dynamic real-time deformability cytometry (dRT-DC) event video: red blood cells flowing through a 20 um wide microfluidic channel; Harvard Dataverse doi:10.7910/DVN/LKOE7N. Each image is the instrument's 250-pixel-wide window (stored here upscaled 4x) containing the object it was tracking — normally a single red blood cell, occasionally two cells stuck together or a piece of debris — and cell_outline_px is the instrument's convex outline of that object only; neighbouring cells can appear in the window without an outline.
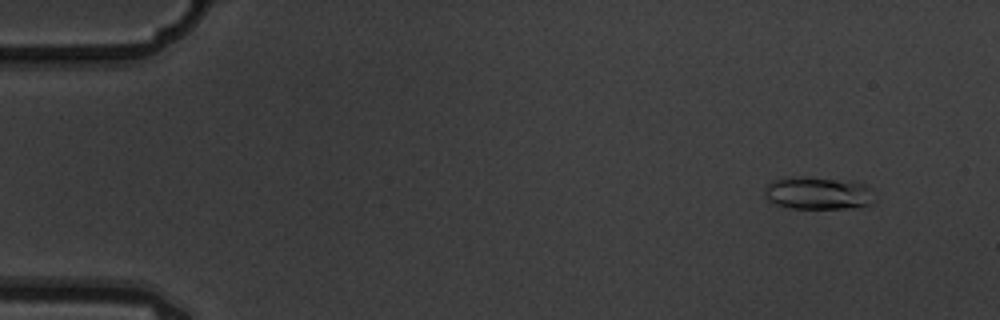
{"species": "common noctule bat (a hibernating species)", "species_latin": "Nyctalus noctula", "temperature_condition": "warm", "stored_images_in_passage": 5, "camera_frame_rate_fps": 3000, "um_per_image_px": 0.085, "animal": {"sex": "male", "body_mass_g": 19.5, "forearm_length_mm": 54.6}, "frame": {"image": 1, "passage_image": 1, "time_ms": 0.0, "image_size_px": [1000, 320], "cell_outline_px": [[876, 200], [872, 204], [852, 208], [792, 208], [776, 204], [768, 200], [764, 196], [764, 188], [772, 180], [784, 176], [804, 176], [856, 180], [864, 184], [868, 188]], "centroid_in_image_um": [69.52, 16.38], "position_along_channel_um": 15.5, "area_um2": 21.5}}